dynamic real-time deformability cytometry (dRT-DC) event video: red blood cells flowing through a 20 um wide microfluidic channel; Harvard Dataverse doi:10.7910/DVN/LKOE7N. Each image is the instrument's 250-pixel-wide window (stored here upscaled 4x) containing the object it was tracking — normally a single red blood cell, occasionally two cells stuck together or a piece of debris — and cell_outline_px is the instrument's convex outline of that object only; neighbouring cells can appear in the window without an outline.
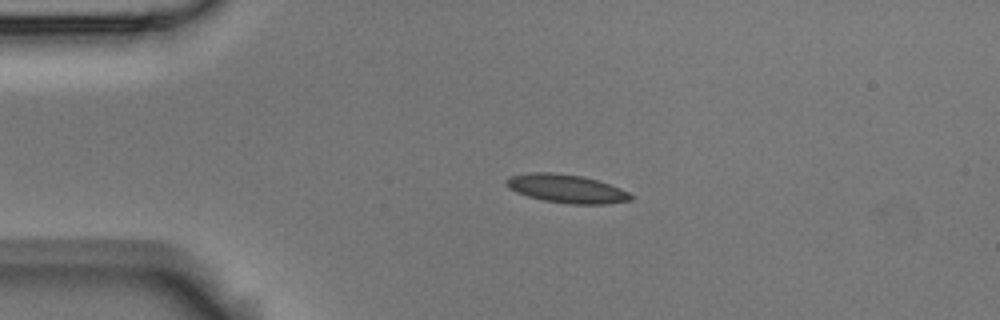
{"species": "Egyptian fruit bat (a non-hibernating species)", "species_latin": "Rousettus aegyptiacus", "temperature_condition": "room temperature", "stored_images_in_passage": 3, "camera_frame_rate_fps": 3000, "um_per_image_px": 0.085, "animal": {"sex": "male"}, "frame": {"image": 1, "passage_image": 2, "time_ms": 0.333, "image_size_px": [1000, 320], "cell_outline_px": [[632, 200], [608, 204], [572, 204], [544, 200], [528, 196], [516, 192], [508, 188], [504, 184], [504, 180], [508, 176], [528, 172], [552, 172], [584, 176], [620, 188], [628, 192], [632, 196]], "centroid_in_image_um": [48.1, 16.02], "position_along_channel_um": 36.9, "area_um2": 20.75}}